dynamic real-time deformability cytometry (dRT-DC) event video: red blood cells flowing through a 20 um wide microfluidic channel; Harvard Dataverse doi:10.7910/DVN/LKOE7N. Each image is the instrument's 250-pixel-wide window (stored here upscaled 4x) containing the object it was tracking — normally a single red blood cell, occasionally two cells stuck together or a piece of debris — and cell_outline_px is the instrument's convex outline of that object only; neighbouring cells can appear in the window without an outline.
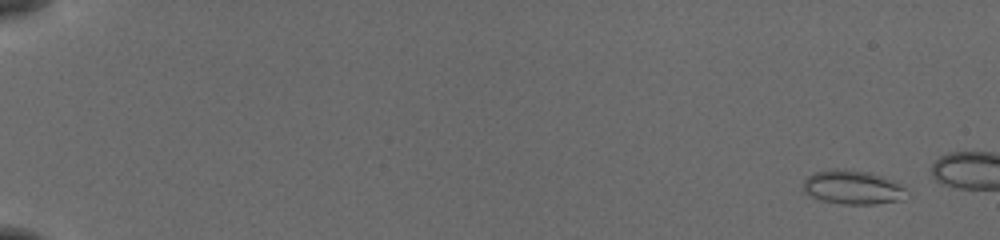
{"species": "common noctule bat (a hibernating species)", "species_latin": "Nyctalus noctula", "temperature_condition": "cold", "stored_images_in_passage": 16, "camera_frame_rate_fps": 3000, "um_per_image_px": 0.085, "animal": {"sex": "female", "body_mass_g": 19.5, "forearm_length_mm": 54.1}, "frame": {"image": 1, "passage_image": 1, "time_ms": 0.0, "image_size_px": [1000, 240], "cell_outline_px": [[908, 192], [904, 200], [872, 204], [844, 204], [820, 200], [804, 192], [804, 180], [808, 176], [816, 172], [868, 172], [880, 176], [900, 184]], "centroid_in_image_um": [72.53, 15.99], "position_along_channel_um": 12.5, "area_um2": 19.54}}